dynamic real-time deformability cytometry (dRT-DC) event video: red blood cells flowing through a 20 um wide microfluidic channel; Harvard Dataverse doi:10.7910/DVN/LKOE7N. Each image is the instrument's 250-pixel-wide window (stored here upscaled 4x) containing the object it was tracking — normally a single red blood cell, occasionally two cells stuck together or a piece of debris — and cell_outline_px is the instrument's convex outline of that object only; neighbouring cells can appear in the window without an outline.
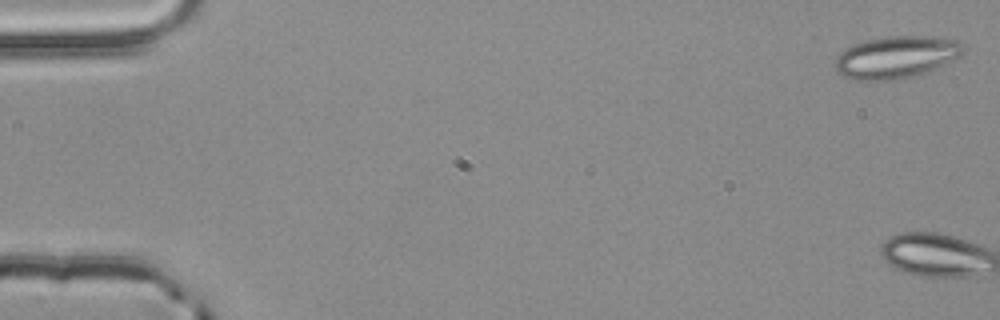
{"species": "common noctule bat (a hibernating species)", "species_latin": "Nyctalus noctula", "temperature_condition": "room temperature", "stored_images_in_passage": 2, "camera_frame_rate_fps": 3000, "um_per_image_px": 0.085, "animal": {"sex": "male", "body_mass_g": 20.4}, "frame": {"image": 1, "passage_image": 1, "time_ms": 0.0, "image_size_px": [1000, 320], "cell_outline_px": [[968, 48], [960, 56], [924, 72], [904, 80], [848, 80], [836, 72], [832, 64], [836, 56], [840, 52], [856, 44], [868, 40], [884, 36], [932, 36], [960, 40]], "centroid_in_image_um": [76.15, 4.86], "position_along_channel_um": 8.8, "area_um2": 31.96}}